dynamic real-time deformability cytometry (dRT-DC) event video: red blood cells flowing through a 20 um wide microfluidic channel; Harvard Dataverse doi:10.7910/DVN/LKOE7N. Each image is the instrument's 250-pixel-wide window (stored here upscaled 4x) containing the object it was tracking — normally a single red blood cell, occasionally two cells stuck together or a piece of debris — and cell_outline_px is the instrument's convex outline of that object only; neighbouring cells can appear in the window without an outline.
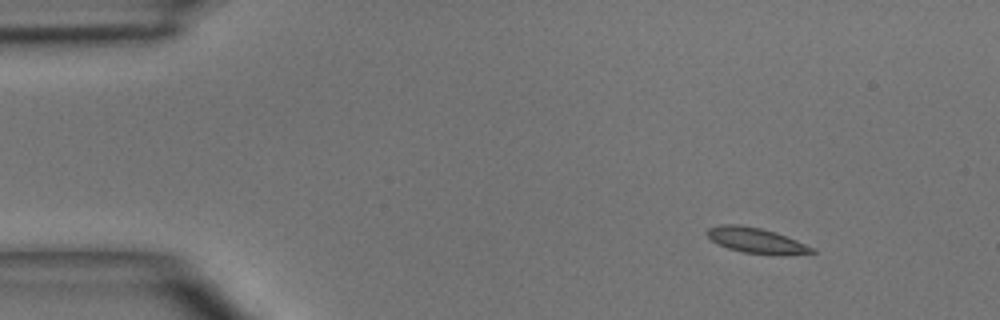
{"species": "common noctule bat (a hibernating species)", "species_latin": "Nyctalus noctula", "temperature_condition": "room temperature", "stored_images_in_passage": 3, "camera_frame_rate_fps": 3000, "um_per_image_px": 0.085, "animal": {"sex": "male", "body_mass_g": 15.6}, "frame": {"image": 1, "passage_image": 1, "time_ms": 0.0, "image_size_px": [1000, 320], "cell_outline_px": [[816, 252], [744, 252], [728, 248], [712, 240], [704, 232], [708, 228], [720, 224], [740, 224], [760, 228], [776, 232], [796, 240], [812, 248]], "centroid_in_image_um": [64.1, 20.35], "position_along_channel_um": 20.9, "area_um2": 14.45}}